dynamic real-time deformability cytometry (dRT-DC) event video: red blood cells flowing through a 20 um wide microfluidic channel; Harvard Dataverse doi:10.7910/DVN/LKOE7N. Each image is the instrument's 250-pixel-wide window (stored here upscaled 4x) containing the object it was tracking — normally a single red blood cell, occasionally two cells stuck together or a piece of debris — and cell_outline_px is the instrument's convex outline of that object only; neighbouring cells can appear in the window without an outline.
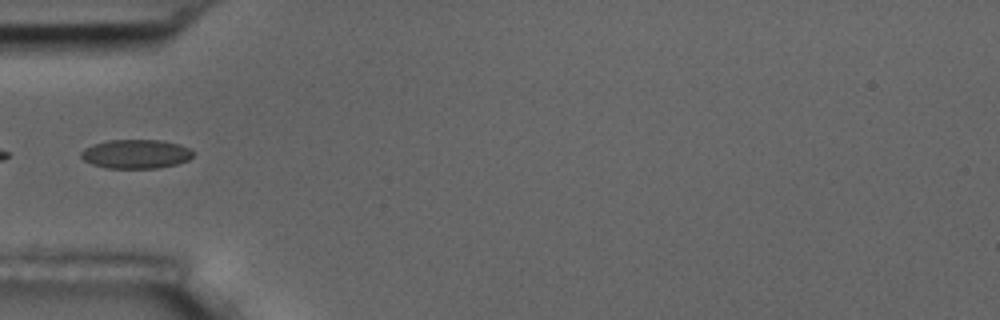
{"species": "common noctule bat (a hibernating species)", "species_latin": "Nyctalus noctula", "temperature_condition": "room temperature", "stored_images_in_passage": 10, "camera_frame_rate_fps": 3000, "um_per_image_px": 0.085, "animal": {"sex": "male", "body_mass_g": 17.5, "forearm_length_mm": 52.3}, "frame": {"image": 1, "passage_image": 4, "time_ms": 4.667, "image_size_px": [1000, 320], "cell_outline_px": [[196, 152], [188, 160], [176, 164], [156, 168], [108, 168], [92, 164], [84, 160], [80, 156], [80, 152], [84, 148], [92, 144], [108, 140], [160, 140], [180, 144]], "centroid_in_image_um": [11.54, 13.08], "position_along_channel_um": 73.5, "area_um2": 19.02}}
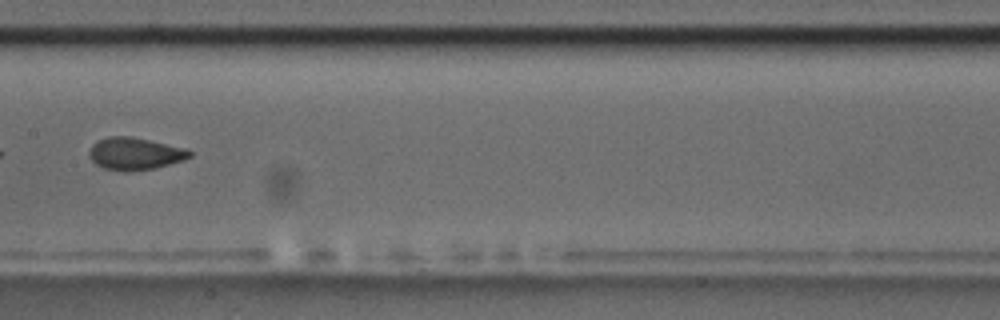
{"frame": {"image": 2, "passage_image": 7, "time_ms": 8.0, "image_size_px": [1000, 320], "cell_outline_px": [[192, 156], [184, 160], [156, 168], [124, 172], [104, 168], [96, 164], [88, 156], [88, 152], [92, 144], [108, 136], [128, 136], [188, 148], [192, 152]], "centroid_in_image_um": [11.48, 13.07], "position_along_channel_um": 195.9, "area_um2": 19.02}}
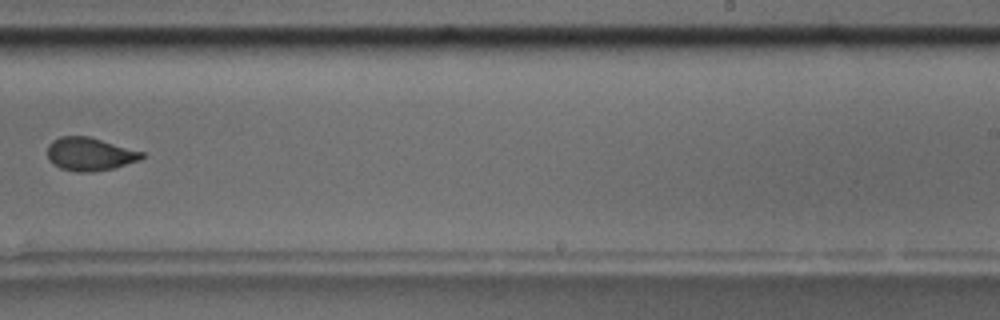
{"frame": {"image": 3, "passage_image": 9, "time_ms": 10.333, "image_size_px": [1000, 320], "cell_outline_px": [[144, 156], [140, 160], [112, 168], [92, 172], [76, 172], [60, 168], [52, 164], [48, 160], [48, 144], [52, 140], [60, 136], [88, 136], [144, 152]], "centroid_in_image_um": [7.6, 13.1], "position_along_channel_um": 281.4, "area_um2": 18.26}}